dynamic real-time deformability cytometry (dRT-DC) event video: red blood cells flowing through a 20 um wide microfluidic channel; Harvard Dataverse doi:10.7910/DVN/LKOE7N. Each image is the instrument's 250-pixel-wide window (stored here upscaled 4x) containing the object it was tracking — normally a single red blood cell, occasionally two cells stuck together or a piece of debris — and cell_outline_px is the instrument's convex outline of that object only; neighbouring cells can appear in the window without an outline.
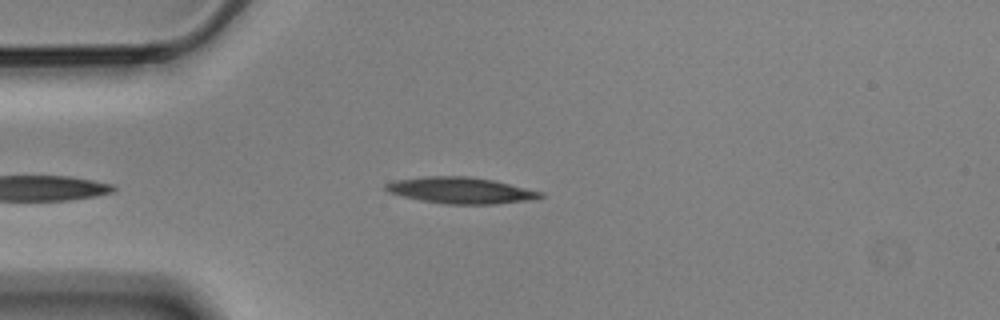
{"species": "Egyptian fruit bat (a non-hibernating species)", "species_latin": "Rousettus aegyptiacus", "temperature_condition": "cold", "stored_images_in_passage": 53, "camera_frame_rate_fps": 3000, "um_per_image_px": 0.085, "animal": {"sex": "male"}, "frame": {"image": 1, "passage_image": 11, "time_ms": 3.333, "image_size_px": [1000, 320], "cell_outline_px": [[544, 196], [536, 200], [496, 204], [448, 204], [420, 200], [388, 192], [384, 188], [384, 184], [392, 180], [424, 176], [468, 176], [492, 180], [544, 192]], "centroid_in_image_um": [39.18, 16.18], "position_along_channel_um": 45.8, "area_um2": 23.87}}
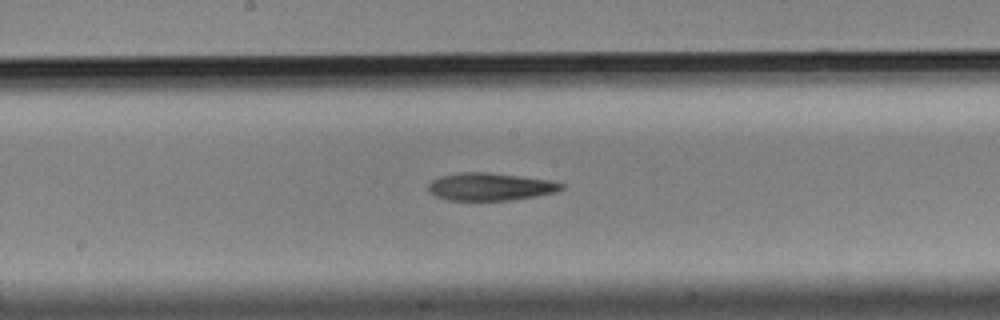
{"frame": {"image": 2, "passage_image": 26, "time_ms": 8.333, "image_size_px": [1000, 320], "cell_outline_px": [[564, 188], [556, 192], [536, 196], [512, 200], [448, 200], [436, 196], [428, 192], [428, 184], [432, 180], [440, 176], [460, 172], [488, 172], [548, 180], [564, 184]], "centroid_in_image_um": [41.64, 15.87], "position_along_channel_um": 206.6, "area_um2": 21.39}}
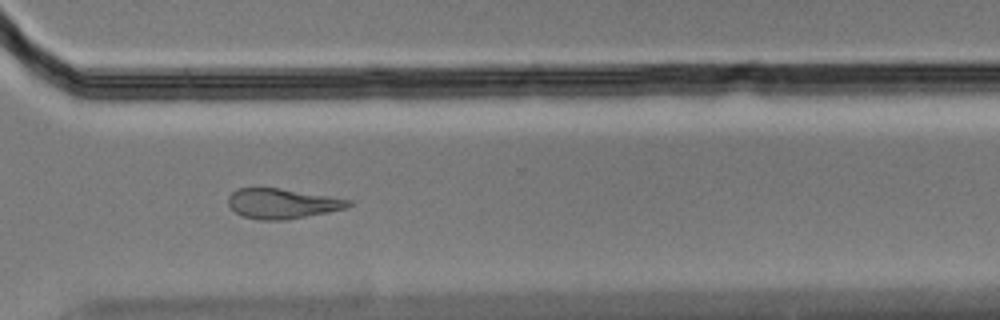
{"frame": {"image": 3, "passage_image": 38, "time_ms": 12.333, "image_size_px": [1000, 320], "cell_outline_px": [[352, 204], [344, 208], [328, 212], [288, 220], [260, 220], [244, 216], [236, 212], [228, 204], [228, 196], [236, 188], [280, 188], [352, 200]], "centroid_in_image_um": [23.97, 17.3], "position_along_channel_um": 346.6, "area_um2": 20.92}, "authors_computed_cell_mechanics": {"area_um2": 22.3686, "velocity_mm_per_s": 3.5108, "shape_relaxation_time_tau1_ms": 7.634, "shape_relaxation_time_tau2_ms": 7.7933, "deformation_change_tau1": 0.2069, "deformation_change_tau2": 0.1988}}